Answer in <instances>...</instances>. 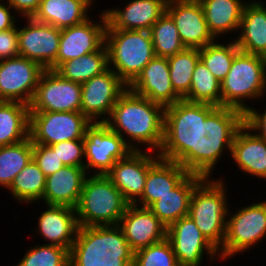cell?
Wrapping results in <instances>:
<instances>
[{
    "label": "cell",
    "mask_w": 266,
    "mask_h": 266,
    "mask_svg": "<svg viewBox=\"0 0 266 266\" xmlns=\"http://www.w3.org/2000/svg\"><path fill=\"white\" fill-rule=\"evenodd\" d=\"M169 75L174 92L184 99L190 91L193 71L200 60L199 49L185 48L183 51L167 57Z\"/></svg>",
    "instance_id": "836d02e7"
},
{
    "label": "cell",
    "mask_w": 266,
    "mask_h": 266,
    "mask_svg": "<svg viewBox=\"0 0 266 266\" xmlns=\"http://www.w3.org/2000/svg\"><path fill=\"white\" fill-rule=\"evenodd\" d=\"M258 110L251 106L244 114V124L257 136L266 140V108L263 111Z\"/></svg>",
    "instance_id": "7bdbcfd3"
},
{
    "label": "cell",
    "mask_w": 266,
    "mask_h": 266,
    "mask_svg": "<svg viewBox=\"0 0 266 266\" xmlns=\"http://www.w3.org/2000/svg\"><path fill=\"white\" fill-rule=\"evenodd\" d=\"M230 156L244 176L247 174L266 181V140L245 124L235 135Z\"/></svg>",
    "instance_id": "603a6c76"
},
{
    "label": "cell",
    "mask_w": 266,
    "mask_h": 266,
    "mask_svg": "<svg viewBox=\"0 0 266 266\" xmlns=\"http://www.w3.org/2000/svg\"><path fill=\"white\" fill-rule=\"evenodd\" d=\"M128 88L164 107L181 100L172 87L167 57L155 56L151 59Z\"/></svg>",
    "instance_id": "44dd1931"
},
{
    "label": "cell",
    "mask_w": 266,
    "mask_h": 266,
    "mask_svg": "<svg viewBox=\"0 0 266 266\" xmlns=\"http://www.w3.org/2000/svg\"><path fill=\"white\" fill-rule=\"evenodd\" d=\"M164 110L163 105L127 88L104 123L118 133L132 151L144 150L143 145L147 151L158 153L164 138Z\"/></svg>",
    "instance_id": "6da1fadb"
},
{
    "label": "cell",
    "mask_w": 266,
    "mask_h": 266,
    "mask_svg": "<svg viewBox=\"0 0 266 266\" xmlns=\"http://www.w3.org/2000/svg\"><path fill=\"white\" fill-rule=\"evenodd\" d=\"M8 4L22 18H31L37 11L41 0H7Z\"/></svg>",
    "instance_id": "ee69618b"
},
{
    "label": "cell",
    "mask_w": 266,
    "mask_h": 266,
    "mask_svg": "<svg viewBox=\"0 0 266 266\" xmlns=\"http://www.w3.org/2000/svg\"><path fill=\"white\" fill-rule=\"evenodd\" d=\"M220 84L221 106L245 114L251 107L248 100L262 101L266 94V57L239 51Z\"/></svg>",
    "instance_id": "52a82bcc"
},
{
    "label": "cell",
    "mask_w": 266,
    "mask_h": 266,
    "mask_svg": "<svg viewBox=\"0 0 266 266\" xmlns=\"http://www.w3.org/2000/svg\"><path fill=\"white\" fill-rule=\"evenodd\" d=\"M19 56L18 27L0 31V60Z\"/></svg>",
    "instance_id": "b9f144b4"
},
{
    "label": "cell",
    "mask_w": 266,
    "mask_h": 266,
    "mask_svg": "<svg viewBox=\"0 0 266 266\" xmlns=\"http://www.w3.org/2000/svg\"><path fill=\"white\" fill-rule=\"evenodd\" d=\"M81 112L91 122H105L128 86L110 68L81 84Z\"/></svg>",
    "instance_id": "5bb4252c"
},
{
    "label": "cell",
    "mask_w": 266,
    "mask_h": 266,
    "mask_svg": "<svg viewBox=\"0 0 266 266\" xmlns=\"http://www.w3.org/2000/svg\"><path fill=\"white\" fill-rule=\"evenodd\" d=\"M30 109L21 102L0 106V147L17 144L29 138Z\"/></svg>",
    "instance_id": "f546056e"
},
{
    "label": "cell",
    "mask_w": 266,
    "mask_h": 266,
    "mask_svg": "<svg viewBox=\"0 0 266 266\" xmlns=\"http://www.w3.org/2000/svg\"><path fill=\"white\" fill-rule=\"evenodd\" d=\"M81 83L62 78L45 69L41 74L30 111L81 112Z\"/></svg>",
    "instance_id": "4fadbf2b"
},
{
    "label": "cell",
    "mask_w": 266,
    "mask_h": 266,
    "mask_svg": "<svg viewBox=\"0 0 266 266\" xmlns=\"http://www.w3.org/2000/svg\"><path fill=\"white\" fill-rule=\"evenodd\" d=\"M108 68V51L104 43L97 51L63 62L54 71L64 79L82 84Z\"/></svg>",
    "instance_id": "4dcf8cb0"
},
{
    "label": "cell",
    "mask_w": 266,
    "mask_h": 266,
    "mask_svg": "<svg viewBox=\"0 0 266 266\" xmlns=\"http://www.w3.org/2000/svg\"><path fill=\"white\" fill-rule=\"evenodd\" d=\"M11 11L15 12L8 2L6 0H0V31L9 30L17 25L15 23L17 22V14L13 15L14 13Z\"/></svg>",
    "instance_id": "f6af8a7d"
},
{
    "label": "cell",
    "mask_w": 266,
    "mask_h": 266,
    "mask_svg": "<svg viewBox=\"0 0 266 266\" xmlns=\"http://www.w3.org/2000/svg\"><path fill=\"white\" fill-rule=\"evenodd\" d=\"M108 67L129 86L155 57L150 31L105 30Z\"/></svg>",
    "instance_id": "9c48e42d"
},
{
    "label": "cell",
    "mask_w": 266,
    "mask_h": 266,
    "mask_svg": "<svg viewBox=\"0 0 266 266\" xmlns=\"http://www.w3.org/2000/svg\"><path fill=\"white\" fill-rule=\"evenodd\" d=\"M166 238V226L149 208L128 204L117 228L97 248V266H120L137 250Z\"/></svg>",
    "instance_id": "277c9868"
},
{
    "label": "cell",
    "mask_w": 266,
    "mask_h": 266,
    "mask_svg": "<svg viewBox=\"0 0 266 266\" xmlns=\"http://www.w3.org/2000/svg\"><path fill=\"white\" fill-rule=\"evenodd\" d=\"M33 159V143L29 138L0 147V187L8 189L14 178Z\"/></svg>",
    "instance_id": "d6a6232c"
},
{
    "label": "cell",
    "mask_w": 266,
    "mask_h": 266,
    "mask_svg": "<svg viewBox=\"0 0 266 266\" xmlns=\"http://www.w3.org/2000/svg\"><path fill=\"white\" fill-rule=\"evenodd\" d=\"M46 176L32 159L14 178L8 188L11 197L19 203H40L45 192Z\"/></svg>",
    "instance_id": "1f68e13d"
},
{
    "label": "cell",
    "mask_w": 266,
    "mask_h": 266,
    "mask_svg": "<svg viewBox=\"0 0 266 266\" xmlns=\"http://www.w3.org/2000/svg\"><path fill=\"white\" fill-rule=\"evenodd\" d=\"M266 1L246 2L235 42L245 53L266 57Z\"/></svg>",
    "instance_id": "cb8c5ba5"
},
{
    "label": "cell",
    "mask_w": 266,
    "mask_h": 266,
    "mask_svg": "<svg viewBox=\"0 0 266 266\" xmlns=\"http://www.w3.org/2000/svg\"><path fill=\"white\" fill-rule=\"evenodd\" d=\"M85 171L90 175H106L117 160L132 149L124 139L104 122L91 123L85 130Z\"/></svg>",
    "instance_id": "8fae6325"
},
{
    "label": "cell",
    "mask_w": 266,
    "mask_h": 266,
    "mask_svg": "<svg viewBox=\"0 0 266 266\" xmlns=\"http://www.w3.org/2000/svg\"><path fill=\"white\" fill-rule=\"evenodd\" d=\"M50 147L65 166L85 168L84 139L58 142Z\"/></svg>",
    "instance_id": "ab89813d"
},
{
    "label": "cell",
    "mask_w": 266,
    "mask_h": 266,
    "mask_svg": "<svg viewBox=\"0 0 266 266\" xmlns=\"http://www.w3.org/2000/svg\"><path fill=\"white\" fill-rule=\"evenodd\" d=\"M203 179L202 176L189 174L171 193L160 197L149 209L168 228L189 215L192 193Z\"/></svg>",
    "instance_id": "83f0119b"
},
{
    "label": "cell",
    "mask_w": 266,
    "mask_h": 266,
    "mask_svg": "<svg viewBox=\"0 0 266 266\" xmlns=\"http://www.w3.org/2000/svg\"><path fill=\"white\" fill-rule=\"evenodd\" d=\"M243 125L240 110L197 103L196 175L212 178L221 156L231 155L235 135Z\"/></svg>",
    "instance_id": "3957f363"
},
{
    "label": "cell",
    "mask_w": 266,
    "mask_h": 266,
    "mask_svg": "<svg viewBox=\"0 0 266 266\" xmlns=\"http://www.w3.org/2000/svg\"><path fill=\"white\" fill-rule=\"evenodd\" d=\"M98 14L99 21L89 17L83 23L61 29L56 68L63 62L97 51L105 43L107 19L103 10Z\"/></svg>",
    "instance_id": "d6986e66"
},
{
    "label": "cell",
    "mask_w": 266,
    "mask_h": 266,
    "mask_svg": "<svg viewBox=\"0 0 266 266\" xmlns=\"http://www.w3.org/2000/svg\"><path fill=\"white\" fill-rule=\"evenodd\" d=\"M223 179L204 178L194 189L189 207V216L217 250L225 240L230 205Z\"/></svg>",
    "instance_id": "ba28073f"
},
{
    "label": "cell",
    "mask_w": 266,
    "mask_h": 266,
    "mask_svg": "<svg viewBox=\"0 0 266 266\" xmlns=\"http://www.w3.org/2000/svg\"><path fill=\"white\" fill-rule=\"evenodd\" d=\"M90 124L82 112L30 111L29 137L33 144L45 146L84 139Z\"/></svg>",
    "instance_id": "7c38bea8"
},
{
    "label": "cell",
    "mask_w": 266,
    "mask_h": 266,
    "mask_svg": "<svg viewBox=\"0 0 266 266\" xmlns=\"http://www.w3.org/2000/svg\"><path fill=\"white\" fill-rule=\"evenodd\" d=\"M16 266H84L68 249L51 244L30 246Z\"/></svg>",
    "instance_id": "e575fe53"
},
{
    "label": "cell",
    "mask_w": 266,
    "mask_h": 266,
    "mask_svg": "<svg viewBox=\"0 0 266 266\" xmlns=\"http://www.w3.org/2000/svg\"><path fill=\"white\" fill-rule=\"evenodd\" d=\"M197 102L184 99L166 106L160 158L174 161L196 175Z\"/></svg>",
    "instance_id": "5b68a950"
},
{
    "label": "cell",
    "mask_w": 266,
    "mask_h": 266,
    "mask_svg": "<svg viewBox=\"0 0 266 266\" xmlns=\"http://www.w3.org/2000/svg\"><path fill=\"white\" fill-rule=\"evenodd\" d=\"M166 12L173 19L186 48L200 49L216 40L208 29L200 1L168 0Z\"/></svg>",
    "instance_id": "ffe728a7"
},
{
    "label": "cell",
    "mask_w": 266,
    "mask_h": 266,
    "mask_svg": "<svg viewBox=\"0 0 266 266\" xmlns=\"http://www.w3.org/2000/svg\"><path fill=\"white\" fill-rule=\"evenodd\" d=\"M184 100L221 106L220 81L201 60L195 66L191 80V88Z\"/></svg>",
    "instance_id": "d590c367"
},
{
    "label": "cell",
    "mask_w": 266,
    "mask_h": 266,
    "mask_svg": "<svg viewBox=\"0 0 266 266\" xmlns=\"http://www.w3.org/2000/svg\"><path fill=\"white\" fill-rule=\"evenodd\" d=\"M167 239L172 245L179 266H201L205 261L204 254L210 263H215V259L221 260L218 250L202 234L189 215L167 228Z\"/></svg>",
    "instance_id": "9a60e30c"
},
{
    "label": "cell",
    "mask_w": 266,
    "mask_h": 266,
    "mask_svg": "<svg viewBox=\"0 0 266 266\" xmlns=\"http://www.w3.org/2000/svg\"><path fill=\"white\" fill-rule=\"evenodd\" d=\"M189 174L178 163L159 158L149 168L144 192L135 205L149 208L160 197L171 193Z\"/></svg>",
    "instance_id": "4316f807"
},
{
    "label": "cell",
    "mask_w": 266,
    "mask_h": 266,
    "mask_svg": "<svg viewBox=\"0 0 266 266\" xmlns=\"http://www.w3.org/2000/svg\"><path fill=\"white\" fill-rule=\"evenodd\" d=\"M88 174L85 168L64 166L46 177L44 205H63L75 208Z\"/></svg>",
    "instance_id": "d4e9b609"
},
{
    "label": "cell",
    "mask_w": 266,
    "mask_h": 266,
    "mask_svg": "<svg viewBox=\"0 0 266 266\" xmlns=\"http://www.w3.org/2000/svg\"><path fill=\"white\" fill-rule=\"evenodd\" d=\"M155 56L169 57L183 51L186 47L180 40L178 29L165 12L150 29Z\"/></svg>",
    "instance_id": "74e56055"
},
{
    "label": "cell",
    "mask_w": 266,
    "mask_h": 266,
    "mask_svg": "<svg viewBox=\"0 0 266 266\" xmlns=\"http://www.w3.org/2000/svg\"><path fill=\"white\" fill-rule=\"evenodd\" d=\"M167 1L129 0L123 8L106 9V29L150 31L166 12Z\"/></svg>",
    "instance_id": "7402d4cb"
},
{
    "label": "cell",
    "mask_w": 266,
    "mask_h": 266,
    "mask_svg": "<svg viewBox=\"0 0 266 266\" xmlns=\"http://www.w3.org/2000/svg\"><path fill=\"white\" fill-rule=\"evenodd\" d=\"M46 207L36 220L34 234L41 235L48 244L68 249L84 266H97V248L80 230L75 208L47 204Z\"/></svg>",
    "instance_id": "8992f818"
},
{
    "label": "cell",
    "mask_w": 266,
    "mask_h": 266,
    "mask_svg": "<svg viewBox=\"0 0 266 266\" xmlns=\"http://www.w3.org/2000/svg\"><path fill=\"white\" fill-rule=\"evenodd\" d=\"M26 19L24 27H18L19 56L36 61L44 69H56L61 29L49 24Z\"/></svg>",
    "instance_id": "e0dca14e"
},
{
    "label": "cell",
    "mask_w": 266,
    "mask_h": 266,
    "mask_svg": "<svg viewBox=\"0 0 266 266\" xmlns=\"http://www.w3.org/2000/svg\"><path fill=\"white\" fill-rule=\"evenodd\" d=\"M33 160L46 177L65 166L50 146L42 144H33Z\"/></svg>",
    "instance_id": "60d3db41"
},
{
    "label": "cell",
    "mask_w": 266,
    "mask_h": 266,
    "mask_svg": "<svg viewBox=\"0 0 266 266\" xmlns=\"http://www.w3.org/2000/svg\"><path fill=\"white\" fill-rule=\"evenodd\" d=\"M228 43L218 41L207 44L199 49L200 60L211 71V73L221 82L228 74L235 55L240 51L235 40L230 38Z\"/></svg>",
    "instance_id": "8d00e7d4"
},
{
    "label": "cell",
    "mask_w": 266,
    "mask_h": 266,
    "mask_svg": "<svg viewBox=\"0 0 266 266\" xmlns=\"http://www.w3.org/2000/svg\"><path fill=\"white\" fill-rule=\"evenodd\" d=\"M245 2L248 1L200 0L208 29L215 39L239 30Z\"/></svg>",
    "instance_id": "f1b7e54d"
},
{
    "label": "cell",
    "mask_w": 266,
    "mask_h": 266,
    "mask_svg": "<svg viewBox=\"0 0 266 266\" xmlns=\"http://www.w3.org/2000/svg\"><path fill=\"white\" fill-rule=\"evenodd\" d=\"M265 237L266 200L238 207L236 213L229 207L225 240L218 250L220 258L224 262L239 253L249 252Z\"/></svg>",
    "instance_id": "30bf717a"
},
{
    "label": "cell",
    "mask_w": 266,
    "mask_h": 266,
    "mask_svg": "<svg viewBox=\"0 0 266 266\" xmlns=\"http://www.w3.org/2000/svg\"><path fill=\"white\" fill-rule=\"evenodd\" d=\"M128 203L106 175H87L75 213L82 233L98 248L117 228Z\"/></svg>",
    "instance_id": "7a4b0ae2"
},
{
    "label": "cell",
    "mask_w": 266,
    "mask_h": 266,
    "mask_svg": "<svg viewBox=\"0 0 266 266\" xmlns=\"http://www.w3.org/2000/svg\"><path fill=\"white\" fill-rule=\"evenodd\" d=\"M45 69L22 56L0 60V94L7 102L30 105Z\"/></svg>",
    "instance_id": "2e32d148"
},
{
    "label": "cell",
    "mask_w": 266,
    "mask_h": 266,
    "mask_svg": "<svg viewBox=\"0 0 266 266\" xmlns=\"http://www.w3.org/2000/svg\"><path fill=\"white\" fill-rule=\"evenodd\" d=\"M95 1L97 0H41L31 18L59 29L71 27L92 17L90 10H93Z\"/></svg>",
    "instance_id": "484cf974"
},
{
    "label": "cell",
    "mask_w": 266,
    "mask_h": 266,
    "mask_svg": "<svg viewBox=\"0 0 266 266\" xmlns=\"http://www.w3.org/2000/svg\"><path fill=\"white\" fill-rule=\"evenodd\" d=\"M159 158L155 152L131 151L125 158L117 160L106 176L128 204H135L144 192L149 168Z\"/></svg>",
    "instance_id": "ac0fdd59"
},
{
    "label": "cell",
    "mask_w": 266,
    "mask_h": 266,
    "mask_svg": "<svg viewBox=\"0 0 266 266\" xmlns=\"http://www.w3.org/2000/svg\"><path fill=\"white\" fill-rule=\"evenodd\" d=\"M120 266H179L172 245L166 238L130 255Z\"/></svg>",
    "instance_id": "f35d334b"
},
{
    "label": "cell",
    "mask_w": 266,
    "mask_h": 266,
    "mask_svg": "<svg viewBox=\"0 0 266 266\" xmlns=\"http://www.w3.org/2000/svg\"><path fill=\"white\" fill-rule=\"evenodd\" d=\"M5 102L6 100L0 94V106H2Z\"/></svg>",
    "instance_id": "bcb514c9"
}]
</instances>
